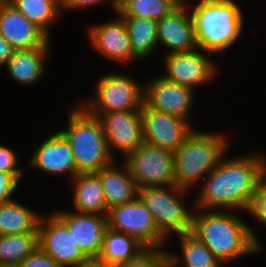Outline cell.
<instances>
[{
  "mask_svg": "<svg viewBox=\"0 0 266 267\" xmlns=\"http://www.w3.org/2000/svg\"><path fill=\"white\" fill-rule=\"evenodd\" d=\"M266 171V158L260 153L241 154L228 158L202 180L193 208L245 211L247 213L259 180ZM205 181V182H204ZM204 182V183H203ZM195 207H194V206Z\"/></svg>",
  "mask_w": 266,
  "mask_h": 267,
  "instance_id": "6da1fadb",
  "label": "cell"
},
{
  "mask_svg": "<svg viewBox=\"0 0 266 267\" xmlns=\"http://www.w3.org/2000/svg\"><path fill=\"white\" fill-rule=\"evenodd\" d=\"M192 234L224 265L263 251L255 230L239 217V211L194 208Z\"/></svg>",
  "mask_w": 266,
  "mask_h": 267,
  "instance_id": "7a4b0ae2",
  "label": "cell"
},
{
  "mask_svg": "<svg viewBox=\"0 0 266 267\" xmlns=\"http://www.w3.org/2000/svg\"><path fill=\"white\" fill-rule=\"evenodd\" d=\"M188 4L199 49L214 54L225 53L237 43L243 31L244 16L234 0H197Z\"/></svg>",
  "mask_w": 266,
  "mask_h": 267,
  "instance_id": "3957f363",
  "label": "cell"
},
{
  "mask_svg": "<svg viewBox=\"0 0 266 267\" xmlns=\"http://www.w3.org/2000/svg\"><path fill=\"white\" fill-rule=\"evenodd\" d=\"M67 126L59 130L70 144L78 174L97 173L115 159L109 152L102 124L78 102L70 105Z\"/></svg>",
  "mask_w": 266,
  "mask_h": 267,
  "instance_id": "277c9868",
  "label": "cell"
},
{
  "mask_svg": "<svg viewBox=\"0 0 266 267\" xmlns=\"http://www.w3.org/2000/svg\"><path fill=\"white\" fill-rule=\"evenodd\" d=\"M202 131L194 129L174 152L176 185L189 191L201 184L229 150L225 134Z\"/></svg>",
  "mask_w": 266,
  "mask_h": 267,
  "instance_id": "5b68a950",
  "label": "cell"
},
{
  "mask_svg": "<svg viewBox=\"0 0 266 267\" xmlns=\"http://www.w3.org/2000/svg\"><path fill=\"white\" fill-rule=\"evenodd\" d=\"M189 192L192 191L177 185L139 188V199L152 214L160 233L167 240L173 234L179 236L192 233L195 210L185 206L187 199L184 198Z\"/></svg>",
  "mask_w": 266,
  "mask_h": 267,
  "instance_id": "8992f818",
  "label": "cell"
},
{
  "mask_svg": "<svg viewBox=\"0 0 266 267\" xmlns=\"http://www.w3.org/2000/svg\"><path fill=\"white\" fill-rule=\"evenodd\" d=\"M94 86L93 97L78 101L89 113L140 110L143 105L144 83L124 73L100 76Z\"/></svg>",
  "mask_w": 266,
  "mask_h": 267,
  "instance_id": "52a82bcc",
  "label": "cell"
},
{
  "mask_svg": "<svg viewBox=\"0 0 266 267\" xmlns=\"http://www.w3.org/2000/svg\"><path fill=\"white\" fill-rule=\"evenodd\" d=\"M123 159L139 188L176 185L173 151L144 142Z\"/></svg>",
  "mask_w": 266,
  "mask_h": 267,
  "instance_id": "ba28073f",
  "label": "cell"
},
{
  "mask_svg": "<svg viewBox=\"0 0 266 267\" xmlns=\"http://www.w3.org/2000/svg\"><path fill=\"white\" fill-rule=\"evenodd\" d=\"M107 224L108 228L114 231L136 238L146 248H162L168 242L139 197L131 202L109 208Z\"/></svg>",
  "mask_w": 266,
  "mask_h": 267,
  "instance_id": "9c48e42d",
  "label": "cell"
},
{
  "mask_svg": "<svg viewBox=\"0 0 266 267\" xmlns=\"http://www.w3.org/2000/svg\"><path fill=\"white\" fill-rule=\"evenodd\" d=\"M38 247L61 267H89L92 264L68 227L52 211L47 216L42 214L40 219Z\"/></svg>",
  "mask_w": 266,
  "mask_h": 267,
  "instance_id": "30bf717a",
  "label": "cell"
},
{
  "mask_svg": "<svg viewBox=\"0 0 266 267\" xmlns=\"http://www.w3.org/2000/svg\"><path fill=\"white\" fill-rule=\"evenodd\" d=\"M90 114L99 118L109 152L114 159H117L115 151L126 158L144 143L140 110Z\"/></svg>",
  "mask_w": 266,
  "mask_h": 267,
  "instance_id": "8fae6325",
  "label": "cell"
},
{
  "mask_svg": "<svg viewBox=\"0 0 266 267\" xmlns=\"http://www.w3.org/2000/svg\"><path fill=\"white\" fill-rule=\"evenodd\" d=\"M206 53V54H205ZM210 53L197 48L189 52L170 53L164 55V75L167 80L191 87L208 85L218 74L216 61L209 56Z\"/></svg>",
  "mask_w": 266,
  "mask_h": 267,
  "instance_id": "7c38bea8",
  "label": "cell"
},
{
  "mask_svg": "<svg viewBox=\"0 0 266 267\" xmlns=\"http://www.w3.org/2000/svg\"><path fill=\"white\" fill-rule=\"evenodd\" d=\"M140 112L143 140L156 147L175 152L195 129L192 122L152 109L144 102Z\"/></svg>",
  "mask_w": 266,
  "mask_h": 267,
  "instance_id": "4fadbf2b",
  "label": "cell"
},
{
  "mask_svg": "<svg viewBox=\"0 0 266 267\" xmlns=\"http://www.w3.org/2000/svg\"><path fill=\"white\" fill-rule=\"evenodd\" d=\"M144 82L143 102L150 108L175 115L187 121L192 120L191 112L196 92L191 87L167 80L163 76Z\"/></svg>",
  "mask_w": 266,
  "mask_h": 267,
  "instance_id": "5bb4252c",
  "label": "cell"
},
{
  "mask_svg": "<svg viewBox=\"0 0 266 267\" xmlns=\"http://www.w3.org/2000/svg\"><path fill=\"white\" fill-rule=\"evenodd\" d=\"M115 14V19L109 22L89 25L85 34H88L92 49L105 59L121 65L131 64L136 59L130 45L129 31L124 19L117 12Z\"/></svg>",
  "mask_w": 266,
  "mask_h": 267,
  "instance_id": "9a60e30c",
  "label": "cell"
},
{
  "mask_svg": "<svg viewBox=\"0 0 266 267\" xmlns=\"http://www.w3.org/2000/svg\"><path fill=\"white\" fill-rule=\"evenodd\" d=\"M69 229L79 248L92 261L99 257L108 228L107 216L68 211H52Z\"/></svg>",
  "mask_w": 266,
  "mask_h": 267,
  "instance_id": "2e32d148",
  "label": "cell"
},
{
  "mask_svg": "<svg viewBox=\"0 0 266 267\" xmlns=\"http://www.w3.org/2000/svg\"><path fill=\"white\" fill-rule=\"evenodd\" d=\"M28 159V166L44 174L67 176L71 181L78 173L74 155L67 139L60 131L48 135Z\"/></svg>",
  "mask_w": 266,
  "mask_h": 267,
  "instance_id": "e0dca14e",
  "label": "cell"
},
{
  "mask_svg": "<svg viewBox=\"0 0 266 267\" xmlns=\"http://www.w3.org/2000/svg\"><path fill=\"white\" fill-rule=\"evenodd\" d=\"M158 47L166 54L189 52L198 48L187 5H179L169 15L157 21Z\"/></svg>",
  "mask_w": 266,
  "mask_h": 267,
  "instance_id": "ac0fdd59",
  "label": "cell"
},
{
  "mask_svg": "<svg viewBox=\"0 0 266 267\" xmlns=\"http://www.w3.org/2000/svg\"><path fill=\"white\" fill-rule=\"evenodd\" d=\"M0 35L15 50L51 47V39L12 4L0 8Z\"/></svg>",
  "mask_w": 266,
  "mask_h": 267,
  "instance_id": "d6986e66",
  "label": "cell"
},
{
  "mask_svg": "<svg viewBox=\"0 0 266 267\" xmlns=\"http://www.w3.org/2000/svg\"><path fill=\"white\" fill-rule=\"evenodd\" d=\"M115 159L96 174L102 184L107 208L122 205L138 198L139 187L126 163Z\"/></svg>",
  "mask_w": 266,
  "mask_h": 267,
  "instance_id": "ffe728a7",
  "label": "cell"
},
{
  "mask_svg": "<svg viewBox=\"0 0 266 267\" xmlns=\"http://www.w3.org/2000/svg\"><path fill=\"white\" fill-rule=\"evenodd\" d=\"M51 47H38L29 50H15L13 56L4 66L10 76L19 85L37 84L45 75V62L49 58ZM46 59V60H45Z\"/></svg>",
  "mask_w": 266,
  "mask_h": 267,
  "instance_id": "44dd1931",
  "label": "cell"
},
{
  "mask_svg": "<svg viewBox=\"0 0 266 267\" xmlns=\"http://www.w3.org/2000/svg\"><path fill=\"white\" fill-rule=\"evenodd\" d=\"M70 182L74 212L107 216L104 191L96 173L77 174Z\"/></svg>",
  "mask_w": 266,
  "mask_h": 267,
  "instance_id": "7402d4cb",
  "label": "cell"
},
{
  "mask_svg": "<svg viewBox=\"0 0 266 267\" xmlns=\"http://www.w3.org/2000/svg\"><path fill=\"white\" fill-rule=\"evenodd\" d=\"M145 249L136 238L107 228L102 251L95 262L103 266L120 267Z\"/></svg>",
  "mask_w": 266,
  "mask_h": 267,
  "instance_id": "603a6c76",
  "label": "cell"
},
{
  "mask_svg": "<svg viewBox=\"0 0 266 267\" xmlns=\"http://www.w3.org/2000/svg\"><path fill=\"white\" fill-rule=\"evenodd\" d=\"M41 213L15 198L0 204V235L38 234Z\"/></svg>",
  "mask_w": 266,
  "mask_h": 267,
  "instance_id": "cb8c5ba5",
  "label": "cell"
},
{
  "mask_svg": "<svg viewBox=\"0 0 266 267\" xmlns=\"http://www.w3.org/2000/svg\"><path fill=\"white\" fill-rule=\"evenodd\" d=\"M130 35V45L136 61L151 58L158 47L157 22L145 17H122Z\"/></svg>",
  "mask_w": 266,
  "mask_h": 267,
  "instance_id": "d4e9b609",
  "label": "cell"
},
{
  "mask_svg": "<svg viewBox=\"0 0 266 267\" xmlns=\"http://www.w3.org/2000/svg\"><path fill=\"white\" fill-rule=\"evenodd\" d=\"M181 255L169 251L170 261L176 267H222L224 266L192 233L179 235ZM183 263V264H182Z\"/></svg>",
  "mask_w": 266,
  "mask_h": 267,
  "instance_id": "484cf974",
  "label": "cell"
},
{
  "mask_svg": "<svg viewBox=\"0 0 266 267\" xmlns=\"http://www.w3.org/2000/svg\"><path fill=\"white\" fill-rule=\"evenodd\" d=\"M12 5L51 39L50 28L63 13L61 0H12Z\"/></svg>",
  "mask_w": 266,
  "mask_h": 267,
  "instance_id": "4316f807",
  "label": "cell"
},
{
  "mask_svg": "<svg viewBox=\"0 0 266 267\" xmlns=\"http://www.w3.org/2000/svg\"><path fill=\"white\" fill-rule=\"evenodd\" d=\"M38 248V234L0 235V266H19Z\"/></svg>",
  "mask_w": 266,
  "mask_h": 267,
  "instance_id": "83f0119b",
  "label": "cell"
},
{
  "mask_svg": "<svg viewBox=\"0 0 266 267\" xmlns=\"http://www.w3.org/2000/svg\"><path fill=\"white\" fill-rule=\"evenodd\" d=\"M178 6L174 0H118L116 12L121 17H145L157 22Z\"/></svg>",
  "mask_w": 266,
  "mask_h": 267,
  "instance_id": "f1b7e54d",
  "label": "cell"
},
{
  "mask_svg": "<svg viewBox=\"0 0 266 267\" xmlns=\"http://www.w3.org/2000/svg\"><path fill=\"white\" fill-rule=\"evenodd\" d=\"M164 248H146L136 258L129 260L120 267H168L169 251Z\"/></svg>",
  "mask_w": 266,
  "mask_h": 267,
  "instance_id": "f546056e",
  "label": "cell"
},
{
  "mask_svg": "<svg viewBox=\"0 0 266 267\" xmlns=\"http://www.w3.org/2000/svg\"><path fill=\"white\" fill-rule=\"evenodd\" d=\"M247 213L266 226V171L261 176Z\"/></svg>",
  "mask_w": 266,
  "mask_h": 267,
  "instance_id": "4dcf8cb0",
  "label": "cell"
},
{
  "mask_svg": "<svg viewBox=\"0 0 266 267\" xmlns=\"http://www.w3.org/2000/svg\"><path fill=\"white\" fill-rule=\"evenodd\" d=\"M18 157L13 149L0 144V171L12 175L20 183L24 170L19 168Z\"/></svg>",
  "mask_w": 266,
  "mask_h": 267,
  "instance_id": "1f68e13d",
  "label": "cell"
},
{
  "mask_svg": "<svg viewBox=\"0 0 266 267\" xmlns=\"http://www.w3.org/2000/svg\"><path fill=\"white\" fill-rule=\"evenodd\" d=\"M62 1V12L64 11H74V10H82L87 9L90 7H95L96 5L99 6L101 4L110 5L113 11H117L118 7V0H61Z\"/></svg>",
  "mask_w": 266,
  "mask_h": 267,
  "instance_id": "d6a6232c",
  "label": "cell"
},
{
  "mask_svg": "<svg viewBox=\"0 0 266 267\" xmlns=\"http://www.w3.org/2000/svg\"><path fill=\"white\" fill-rule=\"evenodd\" d=\"M18 267H61L55 260L38 247Z\"/></svg>",
  "mask_w": 266,
  "mask_h": 267,
  "instance_id": "836d02e7",
  "label": "cell"
},
{
  "mask_svg": "<svg viewBox=\"0 0 266 267\" xmlns=\"http://www.w3.org/2000/svg\"><path fill=\"white\" fill-rule=\"evenodd\" d=\"M19 182L10 174L0 171V204L14 199Z\"/></svg>",
  "mask_w": 266,
  "mask_h": 267,
  "instance_id": "e575fe53",
  "label": "cell"
},
{
  "mask_svg": "<svg viewBox=\"0 0 266 267\" xmlns=\"http://www.w3.org/2000/svg\"><path fill=\"white\" fill-rule=\"evenodd\" d=\"M15 52L14 47L0 35V67H4Z\"/></svg>",
  "mask_w": 266,
  "mask_h": 267,
  "instance_id": "d590c367",
  "label": "cell"
},
{
  "mask_svg": "<svg viewBox=\"0 0 266 267\" xmlns=\"http://www.w3.org/2000/svg\"><path fill=\"white\" fill-rule=\"evenodd\" d=\"M12 4V0H0V8Z\"/></svg>",
  "mask_w": 266,
  "mask_h": 267,
  "instance_id": "8d00e7d4",
  "label": "cell"
},
{
  "mask_svg": "<svg viewBox=\"0 0 266 267\" xmlns=\"http://www.w3.org/2000/svg\"><path fill=\"white\" fill-rule=\"evenodd\" d=\"M89 267H113V266H103V265H100L96 262H92V264Z\"/></svg>",
  "mask_w": 266,
  "mask_h": 267,
  "instance_id": "74e56055",
  "label": "cell"
},
{
  "mask_svg": "<svg viewBox=\"0 0 266 267\" xmlns=\"http://www.w3.org/2000/svg\"><path fill=\"white\" fill-rule=\"evenodd\" d=\"M178 5H182L184 4L185 2L183 0H174Z\"/></svg>",
  "mask_w": 266,
  "mask_h": 267,
  "instance_id": "f35d334b",
  "label": "cell"
},
{
  "mask_svg": "<svg viewBox=\"0 0 266 267\" xmlns=\"http://www.w3.org/2000/svg\"><path fill=\"white\" fill-rule=\"evenodd\" d=\"M168 267H176V266L170 261Z\"/></svg>",
  "mask_w": 266,
  "mask_h": 267,
  "instance_id": "ab89813d",
  "label": "cell"
},
{
  "mask_svg": "<svg viewBox=\"0 0 266 267\" xmlns=\"http://www.w3.org/2000/svg\"><path fill=\"white\" fill-rule=\"evenodd\" d=\"M0 267H18V266H0Z\"/></svg>",
  "mask_w": 266,
  "mask_h": 267,
  "instance_id": "60d3db41",
  "label": "cell"
}]
</instances>
